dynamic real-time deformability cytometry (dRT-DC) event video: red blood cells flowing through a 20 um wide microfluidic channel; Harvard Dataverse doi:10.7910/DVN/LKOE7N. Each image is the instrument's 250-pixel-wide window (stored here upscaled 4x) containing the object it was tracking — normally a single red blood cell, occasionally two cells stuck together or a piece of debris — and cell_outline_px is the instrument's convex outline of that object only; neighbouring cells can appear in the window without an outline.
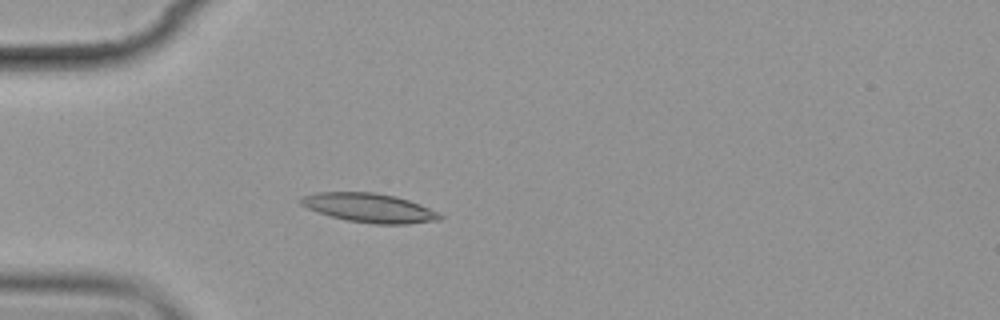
{"species": "common noctule bat (a hibernating species)", "species_latin": "Nyctalus noctula", "temperature_condition": "cold", "stored_images_in_passage": 5, "camera_frame_rate_fps": 3000, "um_per_image_px": 0.085, "animal": {"sex": "female", "body_mass_g": 19.9}, "frame": {"image": 1, "passage_image": 5, "time_ms": 4.667, "image_size_px": [1000, 320], "cell_outline_px": [[444, 216], [440, 220], [408, 224], [372, 224], [344, 220], [308, 208], [300, 204], [296, 200], [304, 196], [316, 192], [372, 192], [396, 196], [420, 204]], "centroid_in_image_um": [31.38, 17.67], "position_along_channel_um": 53.6, "area_um2": 23.52}}